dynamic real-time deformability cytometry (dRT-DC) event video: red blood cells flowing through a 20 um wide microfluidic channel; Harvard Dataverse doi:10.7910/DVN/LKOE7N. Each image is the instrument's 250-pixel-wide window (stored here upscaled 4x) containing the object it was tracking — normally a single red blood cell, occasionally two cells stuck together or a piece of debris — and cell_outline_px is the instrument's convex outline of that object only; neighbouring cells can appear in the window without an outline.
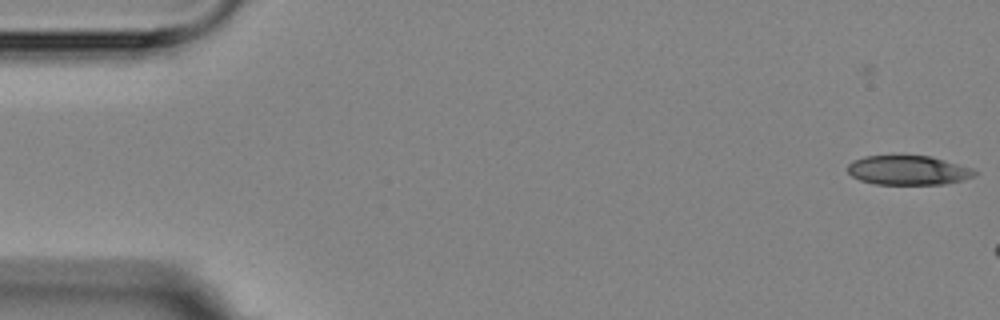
{"species": "Egyptian fruit bat (a non-hibernating species)", "species_latin": "Rousettus aegyptiacus", "temperature_condition": "room temperature", "stored_images_in_passage": 4, "camera_frame_rate_fps": 3000, "um_per_image_px": 0.085, "animal": {"sex": "female"}, "frame": {"image": 1, "passage_image": 2, "time_ms": 1.333, "image_size_px": [1000, 320], "cell_outline_px": [[976, 176], [964, 180], [944, 184], [876, 184], [860, 180], [852, 176], [848, 172], [848, 164], [852, 160], [864, 156], [892, 152], [900, 152], [932, 156], [972, 168], [976, 172]], "centroid_in_image_um": [77.16, 14.41], "position_along_channel_um": 7.8, "area_um2": 22.83}}